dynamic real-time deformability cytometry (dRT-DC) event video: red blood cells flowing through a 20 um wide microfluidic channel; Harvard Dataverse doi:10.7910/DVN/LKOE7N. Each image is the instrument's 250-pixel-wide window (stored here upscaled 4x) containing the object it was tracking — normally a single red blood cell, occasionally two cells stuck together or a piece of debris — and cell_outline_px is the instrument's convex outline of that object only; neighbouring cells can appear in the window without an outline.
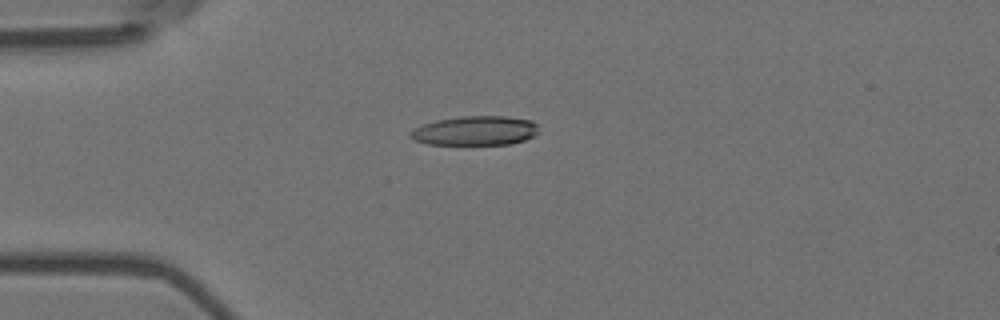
{"species": "Egyptian fruit bat (a non-hibernating species)", "species_latin": "Rousettus aegyptiacus", "temperature_condition": "room temperature", "stored_images_in_passage": 5, "camera_frame_rate_fps": 3000, "um_per_image_px": 0.085, "animal": {"sex": "female"}, "frame": {"image": 1, "passage_image": 4, "time_ms": 1.0, "image_size_px": [1000, 320], "cell_outline_px": [[540, 124], [536, 136], [524, 140], [508, 144], [428, 144], [412, 140], [408, 136], [408, 132], [424, 124], [436, 120], [460, 116], [504, 116], [532, 120]], "centroid_in_image_um": [40.41, 11.1], "position_along_channel_um": 44.6, "area_um2": 22.14}}